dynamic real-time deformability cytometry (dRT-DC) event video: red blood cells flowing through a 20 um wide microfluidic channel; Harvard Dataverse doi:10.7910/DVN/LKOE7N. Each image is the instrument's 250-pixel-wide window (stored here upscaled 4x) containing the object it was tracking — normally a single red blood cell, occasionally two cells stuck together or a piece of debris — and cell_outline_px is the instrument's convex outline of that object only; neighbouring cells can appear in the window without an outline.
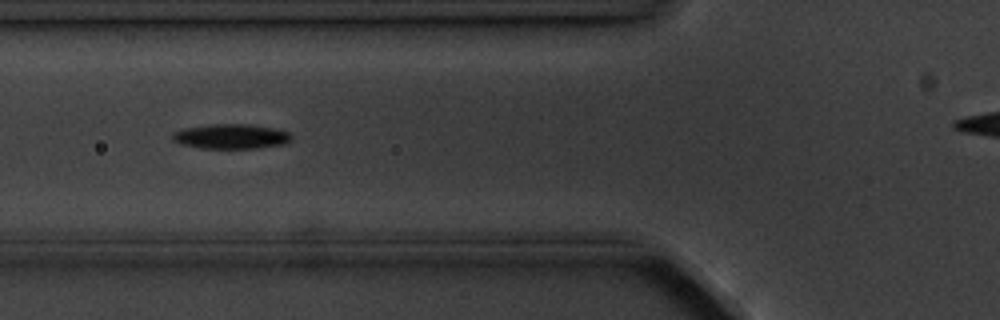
{"species": "common noctule bat (a hibernating species)", "species_latin": "Nyctalus noctula", "temperature_condition": "cold", "stored_images_in_passage": 9, "camera_frame_rate_fps": 3000, "um_per_image_px": 0.085, "animal": {"sex": "male", "body_mass_g": 20.1, "forearm_length_mm": 53.5}, "frame": {"image": 1, "passage_image": 6, "time_ms": 6.0, "image_size_px": [1000, 320], "cell_outline_px": [[292, 140], [284, 144], [256, 148], [200, 148], [180, 144], [172, 140], [172, 132], [184, 128], [212, 124], [248, 124], [272, 128], [288, 132], [292, 136]], "centroid_in_image_um": [19.61, 11.6], "position_along_channel_um": 106.2, "area_um2": 17.17}}